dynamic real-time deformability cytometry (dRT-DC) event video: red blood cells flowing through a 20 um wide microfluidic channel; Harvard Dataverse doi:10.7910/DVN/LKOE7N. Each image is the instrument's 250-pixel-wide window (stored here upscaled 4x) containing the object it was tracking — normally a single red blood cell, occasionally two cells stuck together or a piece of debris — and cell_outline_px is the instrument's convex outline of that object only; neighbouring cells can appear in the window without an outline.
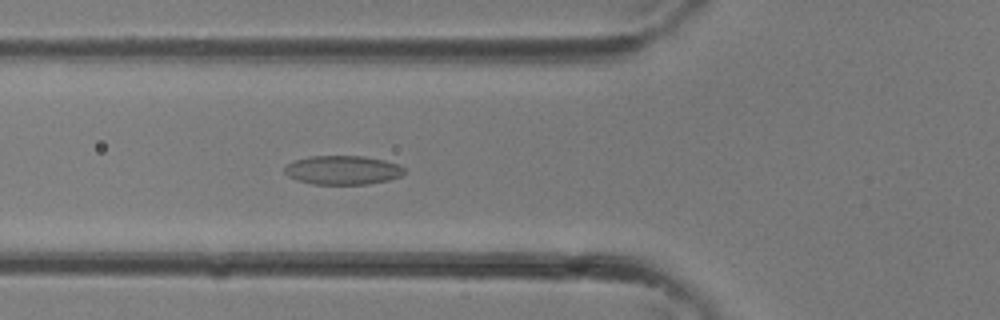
{"species": "common noctule bat (a hibernating species)", "species_latin": "Nyctalus noctula", "temperature_condition": "room temperature", "stored_images_in_passage": 25, "camera_frame_rate_fps": 3000, "um_per_image_px": 0.085, "animal": {"sex": "female"}, "frame": {"image": 1, "passage_image": 4, "time_ms": 1.0, "image_size_px": [1000, 320], "cell_outline_px": [[404, 172], [400, 176], [388, 180], [368, 184], [312, 184], [296, 180], [288, 176], [284, 172], [284, 168], [288, 164], [296, 160], [308, 156], [364, 156], [384, 160], [396, 164], [404, 168]], "centroid_in_image_um": [29.1, 14.46], "position_along_channel_um": 96.7, "area_um2": 20.11}}
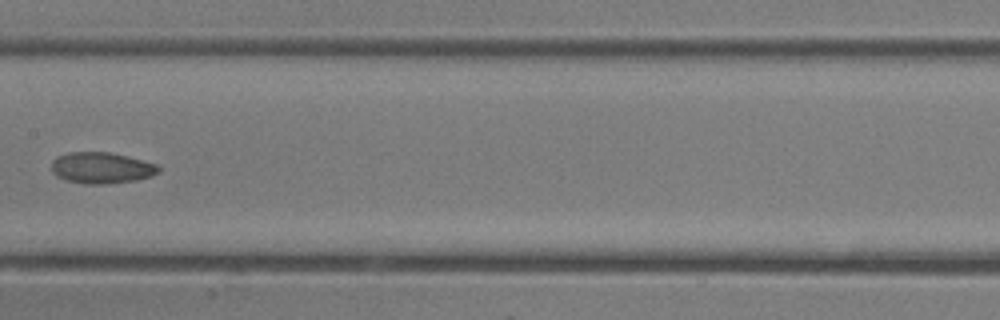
{"frame": {"image": 2, "passage_image": 9, "time_ms": 2.667, "image_size_px": [1000, 320], "cell_outline_px": [[160, 172], [152, 176], [136, 180], [104, 184], [84, 184], [68, 180], [56, 176], [52, 172], [52, 160], [56, 156], [68, 152], [108, 152], [128, 156], [156, 164], [160, 168]], "centroid_in_image_um": [8.62, 14.26], "position_along_channel_um": 198.8, "area_um2": 19.54}}
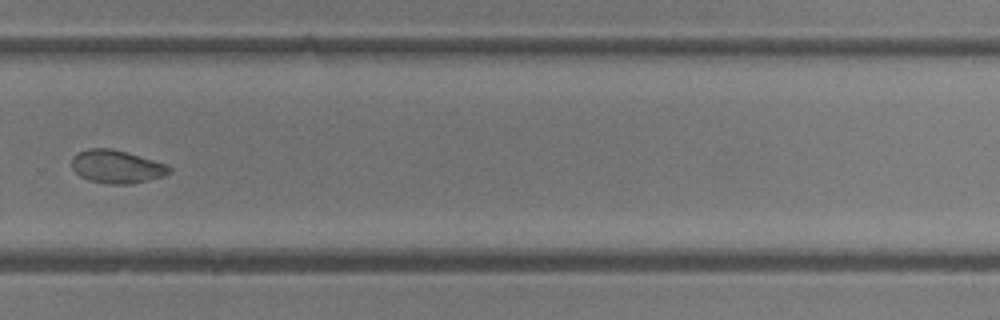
{"frame": {"image": 3, "passage_image": 15, "time_ms": 4.667, "image_size_px": [1000, 320], "cell_outline_px": [[172, 172], [164, 176], [148, 180], [128, 184], [108, 184], [88, 180], [80, 176], [72, 168], [72, 156], [76, 152], [88, 148], [112, 148], [128, 152], [164, 164], [172, 168]], "centroid_in_image_um": [9.89, 14.16], "position_along_channel_um": 319.9, "area_um2": 18.9}}